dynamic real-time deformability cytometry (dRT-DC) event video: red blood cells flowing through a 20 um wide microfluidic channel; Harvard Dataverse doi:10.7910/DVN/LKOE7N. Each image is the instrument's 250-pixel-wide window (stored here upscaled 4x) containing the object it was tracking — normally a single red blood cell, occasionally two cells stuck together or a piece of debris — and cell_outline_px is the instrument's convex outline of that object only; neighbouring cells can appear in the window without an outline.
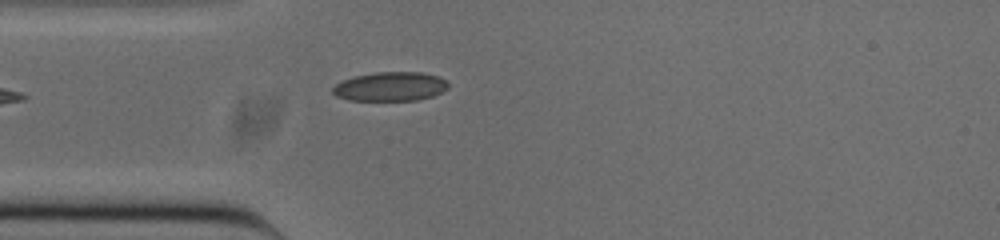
{"species": "common noctule bat (a hibernating species)", "species_latin": "Nyctalus noctula", "temperature_condition": "cold", "stored_images_in_passage": 35, "camera_frame_rate_fps": 3000, "um_per_image_px": 0.085, "animal": {"sex": "male", "body_mass_g": 20.0, "forearm_length_mm": 53.3}, "frame": {"image": 1, "passage_image": 1, "time_ms": 0.0, "image_size_px": [1000, 240], "cell_outline_px": [[448, 88], [432, 96], [416, 100], [348, 100], [336, 96], [332, 92], [332, 88], [336, 84], [352, 76], [372, 72], [420, 72], [436, 76], [444, 80], [448, 84]], "centroid_in_image_um": [33.13, 7.35], "position_along_channel_um": 51.9, "area_um2": 19.48}}
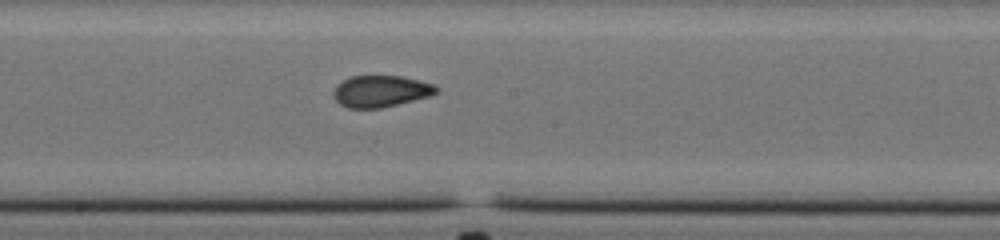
{"frame": {"image": 2, "passage_image": 14, "time_ms": 4.333, "image_size_px": [1000, 240], "cell_outline_px": [[440, 92], [432, 96], [380, 108], [348, 108], [340, 104], [332, 96], [332, 92], [336, 84], [352, 76], [400, 76], [420, 80], [436, 84], [440, 88]], "centroid_in_image_um": [32.41, 7.75], "position_along_channel_um": 215.8, "area_um2": 19.25}}
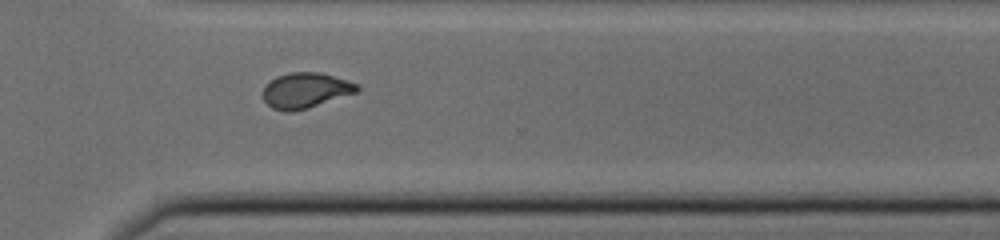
{"frame": {"image": 3, "passage_image": 24, "time_ms": 7.667, "image_size_px": [1000, 240], "cell_outline_px": [[360, 88], [356, 92], [308, 108], [292, 112], [288, 112], [272, 108], [264, 100], [264, 88], [276, 76], [288, 72], [320, 72], [360, 84]], "centroid_in_image_um": [25.99, 7.68], "position_along_channel_um": 344.6, "area_um2": 19.25}, "authors_computed_cell_mechanics": {"area_um2": 19.2474, "velocity_mm_per_s": 3.8631, "shape_relaxation_time_tau1_ms": null, "shape_relaxation_time_tau2_ms": 1.4637, "deformation_change_tau1": null, "deformation_change_tau2": 0.0656}}